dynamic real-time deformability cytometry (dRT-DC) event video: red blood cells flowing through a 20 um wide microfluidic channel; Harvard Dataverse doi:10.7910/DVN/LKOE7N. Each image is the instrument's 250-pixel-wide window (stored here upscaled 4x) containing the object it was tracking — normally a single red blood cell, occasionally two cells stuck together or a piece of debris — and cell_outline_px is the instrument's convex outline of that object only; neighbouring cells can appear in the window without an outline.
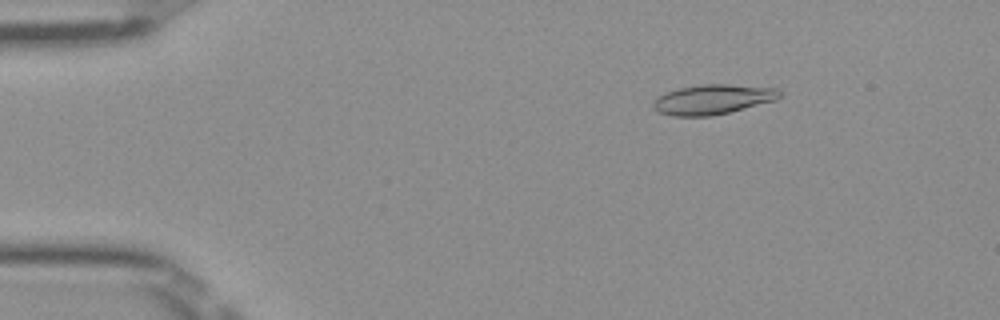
{"species": "Egyptian fruit bat (a non-hibernating species)", "species_latin": "Rousettus aegyptiacus", "temperature_condition": "room temperature", "stored_images_in_passage": 51, "camera_frame_rate_fps": 3000, "um_per_image_px": 0.085, "frame": {"image": 1, "passage_image": 8, "time_ms": 2.333, "image_size_px": [1000, 320], "cell_outline_px": [[780, 96], [776, 100], [712, 116], [672, 116], [660, 112], [652, 104], [664, 92], [680, 88], [704, 84], [728, 84], [780, 88]], "centroid_in_image_um": [60.62, 8.44], "position_along_channel_um": 24.4, "area_um2": 21.73}}
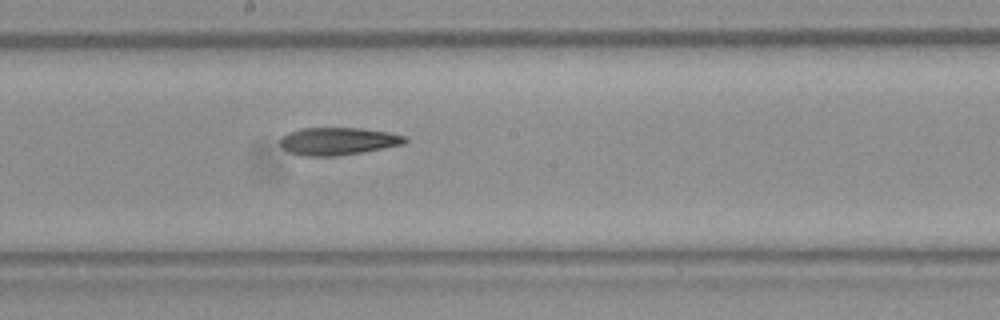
{"frame": {"image": 2, "passage_image": 28, "time_ms": 9.0, "image_size_px": [1000, 320], "cell_outline_px": [[408, 140], [404, 144], [364, 152], [336, 156], [300, 156], [288, 152], [280, 144], [280, 136], [288, 132], [300, 128], [364, 128], [388, 132], [408, 136]], "centroid_in_image_um": [28.73, 12.0], "position_along_channel_um": 219.5, "area_um2": 20.4}}
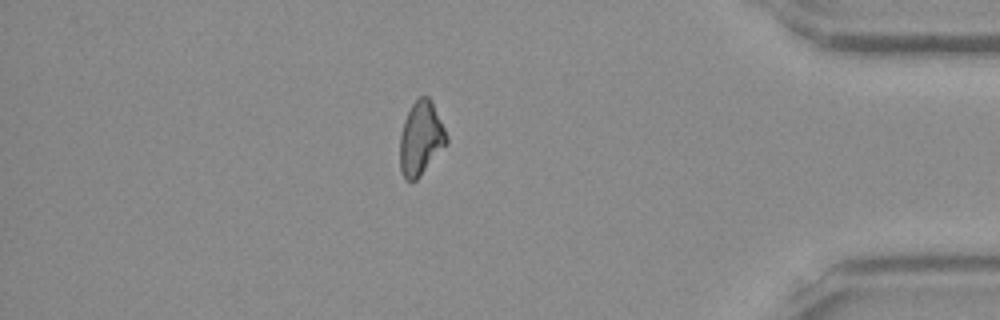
{"frame": {"image": 3, "passage_image": 44, "time_ms": 14.333, "image_size_px": [1000, 320], "cell_outline_px": [[448, 144], [420, 176], [416, 180], [404, 180], [400, 168], [400, 132], [404, 120], [412, 104], [420, 96], [428, 96], [448, 136]], "centroid_in_image_um": [35.76, 11.8], "position_along_channel_um": 399.4, "area_um2": 19.94}}